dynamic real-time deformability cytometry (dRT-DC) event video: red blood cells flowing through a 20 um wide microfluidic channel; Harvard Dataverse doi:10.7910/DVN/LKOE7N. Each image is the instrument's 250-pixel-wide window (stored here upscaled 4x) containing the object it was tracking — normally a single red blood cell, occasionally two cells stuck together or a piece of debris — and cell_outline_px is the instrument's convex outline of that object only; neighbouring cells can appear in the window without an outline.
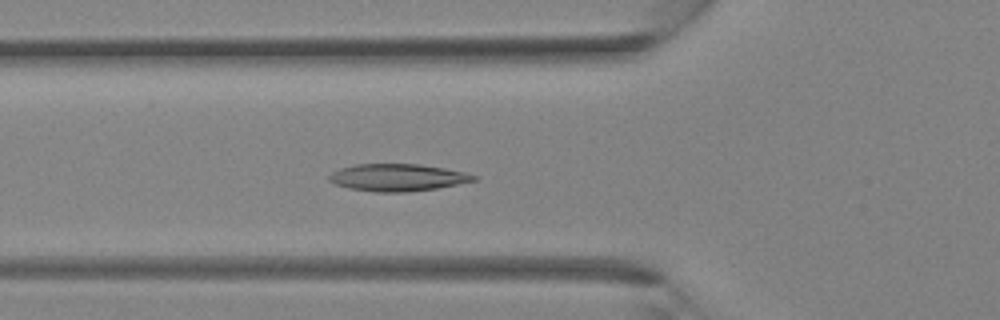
{"species": "Egyptian fruit bat (a non-hibernating species)", "species_latin": "Rousettus aegyptiacus", "temperature_condition": "room temperature", "stored_images_in_passage": 36, "camera_frame_rate_fps": 3000, "um_per_image_px": 0.085, "animal": {"sex": "female"}, "frame": {"image": 1, "passage_image": 13, "time_ms": 4.0, "image_size_px": [1000, 320], "cell_outline_px": [[480, 180], [436, 188], [408, 192], [376, 192], [348, 188], [336, 184], [328, 180], [328, 176], [332, 172], [340, 168], [356, 164], [420, 164], [444, 168], [464, 172], [480, 176]], "centroid_in_image_um": [33.83, 15.08], "position_along_channel_um": 92.0, "area_um2": 23.06}}
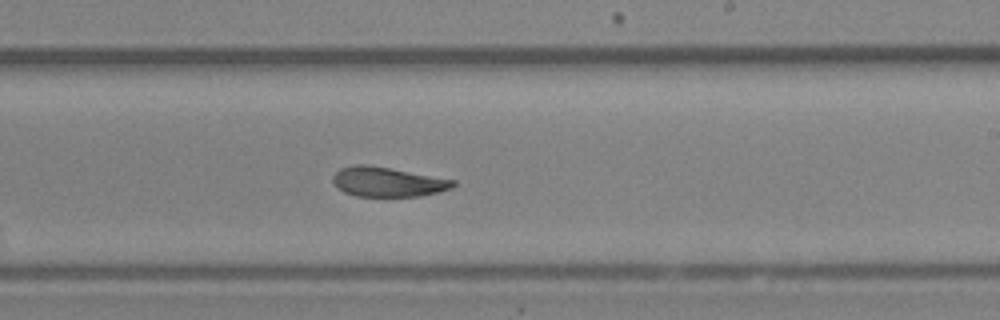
{"frame": {"image": 2, "passage_image": 22, "time_ms": 7.0, "image_size_px": [1000, 320], "cell_outline_px": [[456, 184], [452, 188], [440, 192], [420, 196], [356, 196], [344, 192], [336, 188], [332, 180], [332, 176], [340, 168], [352, 164], [368, 164], [456, 180]], "centroid_in_image_um": [32.93, 15.45], "position_along_channel_um": 256.1, "area_um2": 20.98}}
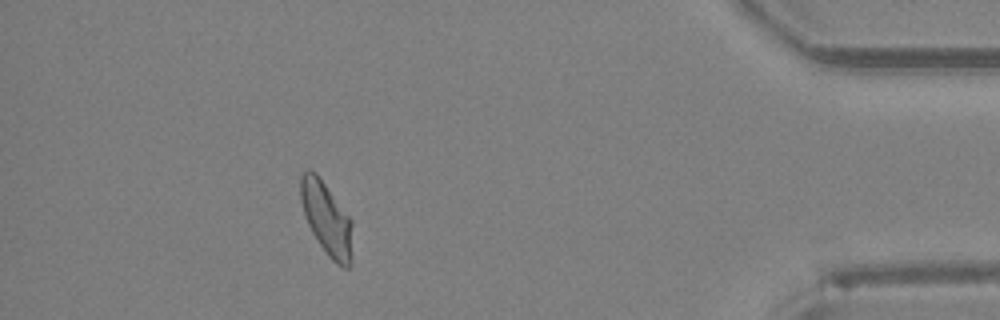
{"frame": {"image": 3, "passage_image": 33, "time_ms": 10.667, "image_size_px": [1000, 320], "cell_outline_px": [[352, 264], [348, 268], [344, 268], [336, 264], [328, 256], [312, 232], [308, 224], [300, 200], [300, 176], [308, 168], [316, 172], [352, 220]], "centroid_in_image_um": [27.77, 18.6], "position_along_channel_um": 407.4, "area_um2": 22.14}}